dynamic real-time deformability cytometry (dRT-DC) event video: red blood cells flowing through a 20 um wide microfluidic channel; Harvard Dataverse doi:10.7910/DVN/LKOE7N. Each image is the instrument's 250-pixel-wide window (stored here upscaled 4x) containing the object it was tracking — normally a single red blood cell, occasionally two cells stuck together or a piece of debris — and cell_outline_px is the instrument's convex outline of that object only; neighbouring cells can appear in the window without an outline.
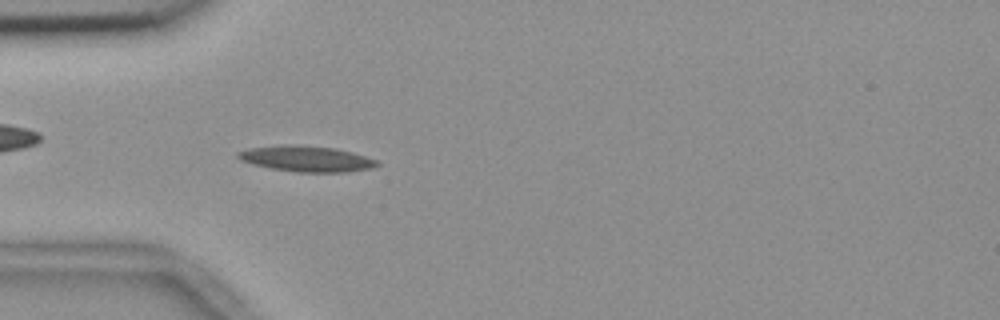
{"species": "common noctule bat (a hibernating species)", "species_latin": "Nyctalus noctula", "temperature_condition": "room temperature", "stored_images_in_passage": 4, "camera_frame_rate_fps": 3000, "um_per_image_px": 0.085, "animal": {"sex": "female", "body_mass_g": 18.4}, "frame": {"image": 1, "passage_image": 4, "time_ms": 1.0, "image_size_px": [1000, 320], "cell_outline_px": [[380, 164], [372, 168], [344, 172], [296, 172], [272, 168], [252, 164], [240, 160], [236, 156], [236, 152], [252, 148], [336, 148], [352, 152], [376, 160]], "centroid_in_image_um": [26.11, 13.56], "position_along_channel_um": 58.9, "area_um2": 19.48}}